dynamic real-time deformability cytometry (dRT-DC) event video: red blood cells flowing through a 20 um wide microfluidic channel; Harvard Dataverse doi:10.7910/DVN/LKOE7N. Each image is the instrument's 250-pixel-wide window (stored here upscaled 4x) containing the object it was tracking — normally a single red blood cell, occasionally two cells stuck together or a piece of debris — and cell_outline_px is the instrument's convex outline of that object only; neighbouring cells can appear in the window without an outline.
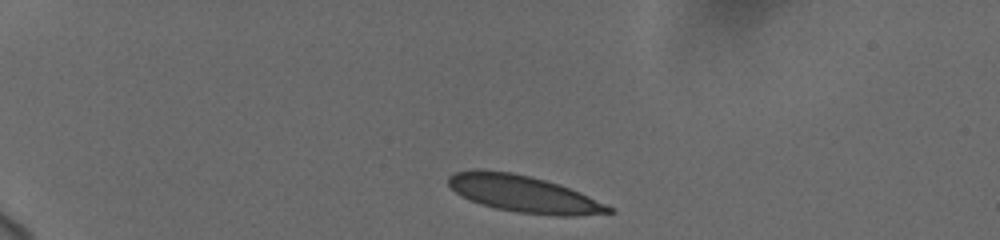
{"species": "human", "species_latin": "Homo sapiens", "temperature_condition": "cold", "stored_images_in_passage": 5, "camera_frame_rate_fps": 3000, "um_per_image_px": 0.085, "donor": {"sex": "female"}, "frame": {"image": 1, "passage_image": 1, "time_ms": 0.0, "image_size_px": [1000, 240], "cell_outline_px": [[616, 212], [576, 216], [556, 216], [516, 212], [496, 208], [480, 204], [456, 192], [448, 184], [448, 176], [456, 172], [476, 168], [512, 172], [560, 184], [580, 192], [608, 204], [616, 208]], "centroid_in_image_um": [44.57, 16.48], "position_along_channel_um": 40.4, "area_um2": 34.56}}
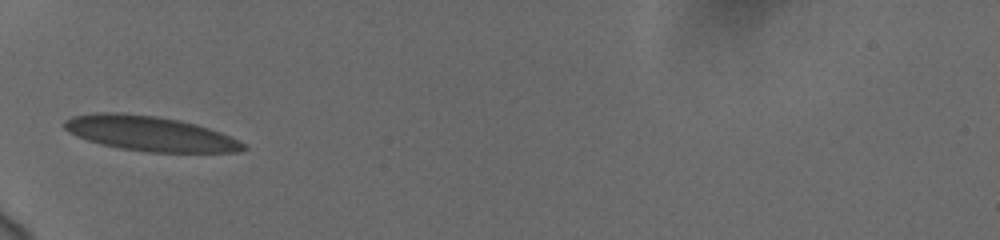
{"frame": {"image": 2, "passage_image": 4, "time_ms": 2.667, "image_size_px": [1000, 240], "cell_outline_px": [[248, 148], [240, 152], [148, 152], [120, 148], [100, 144], [76, 136], [68, 132], [64, 128], [64, 120], [72, 116], [96, 112], [116, 112], [156, 116], [180, 120], [196, 124], [220, 132], [244, 144]], "centroid_in_image_um": [12.7, 11.35], "position_along_channel_um": 72.3, "area_um2": 36.3}}